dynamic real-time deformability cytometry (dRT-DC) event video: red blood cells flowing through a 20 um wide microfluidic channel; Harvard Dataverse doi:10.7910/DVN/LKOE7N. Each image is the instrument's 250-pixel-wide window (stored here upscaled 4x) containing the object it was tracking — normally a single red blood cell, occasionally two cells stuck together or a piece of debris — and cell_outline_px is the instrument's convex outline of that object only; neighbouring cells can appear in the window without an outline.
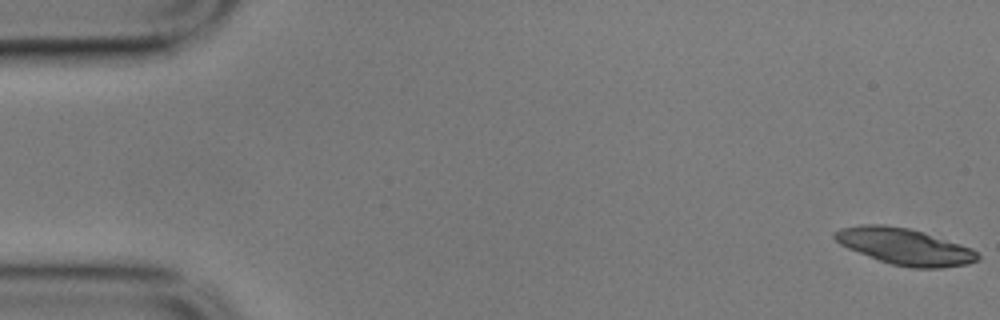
{"species": "common noctule bat (a hibernating species)", "species_latin": "Nyctalus noctula", "temperature_condition": "cold", "stored_images_in_passage": 56, "camera_frame_rate_fps": 3000, "um_per_image_px": 0.085, "animal": {"sex": "male", "body_mass_g": 17.9}, "frame": {"image": 1, "passage_image": 1, "time_ms": 0.0, "image_size_px": [1000, 320], "cell_outline_px": [[980, 260], [968, 264], [940, 268], [912, 268], [892, 264], [880, 260], [848, 248], [840, 244], [832, 236], [832, 232], [840, 228], [860, 224], [884, 224], [908, 228], [924, 232], [972, 248], [980, 256]], "centroid_in_image_um": [76.9, 20.94], "position_along_channel_um": 8.1, "area_um2": 30.35}}